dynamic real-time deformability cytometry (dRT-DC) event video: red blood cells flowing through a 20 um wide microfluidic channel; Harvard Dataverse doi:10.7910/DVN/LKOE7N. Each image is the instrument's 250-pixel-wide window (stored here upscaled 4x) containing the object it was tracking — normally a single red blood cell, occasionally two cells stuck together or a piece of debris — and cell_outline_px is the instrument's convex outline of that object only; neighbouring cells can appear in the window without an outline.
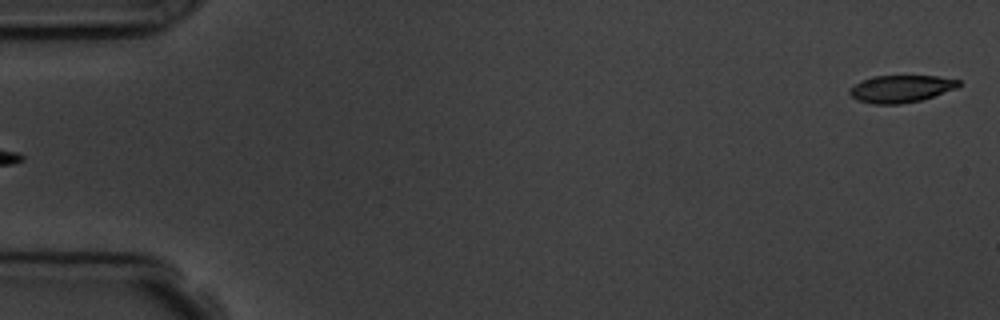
{"species": "common noctule bat (a hibernating species)", "species_latin": "Nyctalus noctula", "temperature_condition": "room temperature", "stored_images_in_passage": 5, "segment_of_instrument_passage": [2, 2], "camera_frame_rate_fps": 3000, "um_per_image_px": 0.085, "animal": {"sex": "male", "body_mass_g": 19.5, "forearm_length_mm": 54.6}, "frame": {"image": 1, "passage_image": 5, "time_ms": 5.333, "image_size_px": [1000, 320], "cell_outline_px": [[960, 84], [956, 88], [920, 100], [900, 104], [872, 104], [856, 100], [848, 92], [856, 84], [872, 76], [936, 76], [960, 80]], "centroid_in_image_um": [76.57, 7.55], "position_along_channel_um": 8.4, "area_um2": 17.05}}